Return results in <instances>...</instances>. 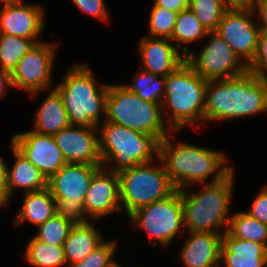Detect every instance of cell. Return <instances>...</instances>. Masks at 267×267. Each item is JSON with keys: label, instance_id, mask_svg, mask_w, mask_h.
Wrapping results in <instances>:
<instances>
[{"label": "cell", "instance_id": "1", "mask_svg": "<svg viewBox=\"0 0 267 267\" xmlns=\"http://www.w3.org/2000/svg\"><path fill=\"white\" fill-rule=\"evenodd\" d=\"M170 136L168 134L160 141L159 158L176 189L189 190L191 185L204 184L211 175L209 184L215 183L233 171L234 168L226 163L229 159L224 153L184 141L175 144Z\"/></svg>", "mask_w": 267, "mask_h": 267}, {"label": "cell", "instance_id": "2", "mask_svg": "<svg viewBox=\"0 0 267 267\" xmlns=\"http://www.w3.org/2000/svg\"><path fill=\"white\" fill-rule=\"evenodd\" d=\"M267 111V78L246 72L207 82L204 122L233 120Z\"/></svg>", "mask_w": 267, "mask_h": 267}, {"label": "cell", "instance_id": "3", "mask_svg": "<svg viewBox=\"0 0 267 267\" xmlns=\"http://www.w3.org/2000/svg\"><path fill=\"white\" fill-rule=\"evenodd\" d=\"M234 170L223 180L205 184L198 193L180 189L183 229L187 232L224 233L228 229L229 208L234 189ZM222 227L224 231L221 232ZM221 229V230H220Z\"/></svg>", "mask_w": 267, "mask_h": 267}, {"label": "cell", "instance_id": "4", "mask_svg": "<svg viewBox=\"0 0 267 267\" xmlns=\"http://www.w3.org/2000/svg\"><path fill=\"white\" fill-rule=\"evenodd\" d=\"M54 88L63 99L71 125L98 127L104 121L108 84L98 85L86 63L72 65Z\"/></svg>", "mask_w": 267, "mask_h": 267}, {"label": "cell", "instance_id": "5", "mask_svg": "<svg viewBox=\"0 0 267 267\" xmlns=\"http://www.w3.org/2000/svg\"><path fill=\"white\" fill-rule=\"evenodd\" d=\"M207 82L186 61L165 77L162 115L173 132L185 126L204 123ZM166 112L169 118L164 117Z\"/></svg>", "mask_w": 267, "mask_h": 267}, {"label": "cell", "instance_id": "6", "mask_svg": "<svg viewBox=\"0 0 267 267\" xmlns=\"http://www.w3.org/2000/svg\"><path fill=\"white\" fill-rule=\"evenodd\" d=\"M98 132L102 167L109 171L119 173L159 158L160 141L153 135L107 121L98 125Z\"/></svg>", "mask_w": 267, "mask_h": 267}, {"label": "cell", "instance_id": "7", "mask_svg": "<svg viewBox=\"0 0 267 267\" xmlns=\"http://www.w3.org/2000/svg\"><path fill=\"white\" fill-rule=\"evenodd\" d=\"M104 121L153 135L159 141L172 134L163 118L161 104L141 99L123 84H108Z\"/></svg>", "mask_w": 267, "mask_h": 267}, {"label": "cell", "instance_id": "8", "mask_svg": "<svg viewBox=\"0 0 267 267\" xmlns=\"http://www.w3.org/2000/svg\"><path fill=\"white\" fill-rule=\"evenodd\" d=\"M120 171L121 208L129 216L140 207L167 198L175 190L160 158ZM124 206V207H123Z\"/></svg>", "mask_w": 267, "mask_h": 267}, {"label": "cell", "instance_id": "9", "mask_svg": "<svg viewBox=\"0 0 267 267\" xmlns=\"http://www.w3.org/2000/svg\"><path fill=\"white\" fill-rule=\"evenodd\" d=\"M128 218L134 226L148 232L151 245H170L176 234L184 232L181 192L176 189L167 198L143 206L131 213Z\"/></svg>", "mask_w": 267, "mask_h": 267}, {"label": "cell", "instance_id": "10", "mask_svg": "<svg viewBox=\"0 0 267 267\" xmlns=\"http://www.w3.org/2000/svg\"><path fill=\"white\" fill-rule=\"evenodd\" d=\"M210 40L198 55L190 51L185 61L207 81L231 79L248 71L247 66L231 49L230 45L215 31L209 32Z\"/></svg>", "mask_w": 267, "mask_h": 267}, {"label": "cell", "instance_id": "11", "mask_svg": "<svg viewBox=\"0 0 267 267\" xmlns=\"http://www.w3.org/2000/svg\"><path fill=\"white\" fill-rule=\"evenodd\" d=\"M56 48V43H35L10 74L11 88L23 89L32 97L50 90Z\"/></svg>", "mask_w": 267, "mask_h": 267}, {"label": "cell", "instance_id": "12", "mask_svg": "<svg viewBox=\"0 0 267 267\" xmlns=\"http://www.w3.org/2000/svg\"><path fill=\"white\" fill-rule=\"evenodd\" d=\"M253 16H256L254 10L228 9L215 31L246 66L256 54L261 32L258 23L253 22Z\"/></svg>", "mask_w": 267, "mask_h": 267}, {"label": "cell", "instance_id": "13", "mask_svg": "<svg viewBox=\"0 0 267 267\" xmlns=\"http://www.w3.org/2000/svg\"><path fill=\"white\" fill-rule=\"evenodd\" d=\"M11 143L49 180L67 164L53 135L35 131L15 133Z\"/></svg>", "mask_w": 267, "mask_h": 267}, {"label": "cell", "instance_id": "14", "mask_svg": "<svg viewBox=\"0 0 267 267\" xmlns=\"http://www.w3.org/2000/svg\"><path fill=\"white\" fill-rule=\"evenodd\" d=\"M98 127L71 125L54 134L67 163L102 165Z\"/></svg>", "mask_w": 267, "mask_h": 267}, {"label": "cell", "instance_id": "15", "mask_svg": "<svg viewBox=\"0 0 267 267\" xmlns=\"http://www.w3.org/2000/svg\"><path fill=\"white\" fill-rule=\"evenodd\" d=\"M83 204L92 221L121 211L119 174L102 167L93 176Z\"/></svg>", "mask_w": 267, "mask_h": 267}, {"label": "cell", "instance_id": "16", "mask_svg": "<svg viewBox=\"0 0 267 267\" xmlns=\"http://www.w3.org/2000/svg\"><path fill=\"white\" fill-rule=\"evenodd\" d=\"M44 11L41 6L23 2L2 4L0 6V28L2 34L32 39L41 42L45 25Z\"/></svg>", "mask_w": 267, "mask_h": 267}, {"label": "cell", "instance_id": "17", "mask_svg": "<svg viewBox=\"0 0 267 267\" xmlns=\"http://www.w3.org/2000/svg\"><path fill=\"white\" fill-rule=\"evenodd\" d=\"M102 165L67 163L48 180L54 199L84 202L93 176Z\"/></svg>", "mask_w": 267, "mask_h": 267}, {"label": "cell", "instance_id": "18", "mask_svg": "<svg viewBox=\"0 0 267 267\" xmlns=\"http://www.w3.org/2000/svg\"><path fill=\"white\" fill-rule=\"evenodd\" d=\"M141 69L166 77L185 62V55L169 39L144 36L139 44Z\"/></svg>", "mask_w": 267, "mask_h": 267}, {"label": "cell", "instance_id": "19", "mask_svg": "<svg viewBox=\"0 0 267 267\" xmlns=\"http://www.w3.org/2000/svg\"><path fill=\"white\" fill-rule=\"evenodd\" d=\"M189 239L181 247V260L185 267H219L222 234L188 232Z\"/></svg>", "mask_w": 267, "mask_h": 267}, {"label": "cell", "instance_id": "20", "mask_svg": "<svg viewBox=\"0 0 267 267\" xmlns=\"http://www.w3.org/2000/svg\"><path fill=\"white\" fill-rule=\"evenodd\" d=\"M222 262L225 267H267V247L236 238L226 231L222 234L219 267H222Z\"/></svg>", "mask_w": 267, "mask_h": 267}, {"label": "cell", "instance_id": "21", "mask_svg": "<svg viewBox=\"0 0 267 267\" xmlns=\"http://www.w3.org/2000/svg\"><path fill=\"white\" fill-rule=\"evenodd\" d=\"M11 151L15 157L12 168L7 167V193L9 201L15 189L24 193L40 191L48 187V180L12 143Z\"/></svg>", "mask_w": 267, "mask_h": 267}, {"label": "cell", "instance_id": "22", "mask_svg": "<svg viewBox=\"0 0 267 267\" xmlns=\"http://www.w3.org/2000/svg\"><path fill=\"white\" fill-rule=\"evenodd\" d=\"M51 89L34 114L33 131L40 134L54 135L71 126L61 95L55 88Z\"/></svg>", "mask_w": 267, "mask_h": 267}, {"label": "cell", "instance_id": "23", "mask_svg": "<svg viewBox=\"0 0 267 267\" xmlns=\"http://www.w3.org/2000/svg\"><path fill=\"white\" fill-rule=\"evenodd\" d=\"M96 221L74 224L64 242L63 250L67 267L83 260L104 239L96 229Z\"/></svg>", "mask_w": 267, "mask_h": 267}, {"label": "cell", "instance_id": "24", "mask_svg": "<svg viewBox=\"0 0 267 267\" xmlns=\"http://www.w3.org/2000/svg\"><path fill=\"white\" fill-rule=\"evenodd\" d=\"M23 194L22 208L18 210L15 216V225L19 226L27 220L38 227L56 214L55 199L48 187L40 191Z\"/></svg>", "mask_w": 267, "mask_h": 267}, {"label": "cell", "instance_id": "25", "mask_svg": "<svg viewBox=\"0 0 267 267\" xmlns=\"http://www.w3.org/2000/svg\"><path fill=\"white\" fill-rule=\"evenodd\" d=\"M208 33L207 29L197 20L195 13L187 9L178 13L171 41L179 50L182 48L183 54L186 56L190 52L189 46L183 47L181 44L204 39Z\"/></svg>", "mask_w": 267, "mask_h": 267}, {"label": "cell", "instance_id": "26", "mask_svg": "<svg viewBox=\"0 0 267 267\" xmlns=\"http://www.w3.org/2000/svg\"><path fill=\"white\" fill-rule=\"evenodd\" d=\"M138 69L132 77L133 84L123 86L145 101L162 104L165 97V77Z\"/></svg>", "mask_w": 267, "mask_h": 267}, {"label": "cell", "instance_id": "27", "mask_svg": "<svg viewBox=\"0 0 267 267\" xmlns=\"http://www.w3.org/2000/svg\"><path fill=\"white\" fill-rule=\"evenodd\" d=\"M24 257L33 267H62L67 265L63 246L46 244L34 236L26 246Z\"/></svg>", "mask_w": 267, "mask_h": 267}, {"label": "cell", "instance_id": "28", "mask_svg": "<svg viewBox=\"0 0 267 267\" xmlns=\"http://www.w3.org/2000/svg\"><path fill=\"white\" fill-rule=\"evenodd\" d=\"M227 232L242 240L262 243L267 247V225L252 218L246 211L230 215Z\"/></svg>", "mask_w": 267, "mask_h": 267}, {"label": "cell", "instance_id": "29", "mask_svg": "<svg viewBox=\"0 0 267 267\" xmlns=\"http://www.w3.org/2000/svg\"><path fill=\"white\" fill-rule=\"evenodd\" d=\"M34 44L32 39L2 34L0 38V69L11 74L19 60Z\"/></svg>", "mask_w": 267, "mask_h": 267}, {"label": "cell", "instance_id": "30", "mask_svg": "<svg viewBox=\"0 0 267 267\" xmlns=\"http://www.w3.org/2000/svg\"><path fill=\"white\" fill-rule=\"evenodd\" d=\"M189 9L208 32L217 30L218 25L228 10L222 0H190Z\"/></svg>", "mask_w": 267, "mask_h": 267}, {"label": "cell", "instance_id": "31", "mask_svg": "<svg viewBox=\"0 0 267 267\" xmlns=\"http://www.w3.org/2000/svg\"><path fill=\"white\" fill-rule=\"evenodd\" d=\"M73 225L70 220L55 214L37 227L34 237L46 244L63 246Z\"/></svg>", "mask_w": 267, "mask_h": 267}, {"label": "cell", "instance_id": "32", "mask_svg": "<svg viewBox=\"0 0 267 267\" xmlns=\"http://www.w3.org/2000/svg\"><path fill=\"white\" fill-rule=\"evenodd\" d=\"M178 12L167 10L163 7H157L154 3L149 18V35L150 37L171 40L175 27Z\"/></svg>", "mask_w": 267, "mask_h": 267}, {"label": "cell", "instance_id": "33", "mask_svg": "<svg viewBox=\"0 0 267 267\" xmlns=\"http://www.w3.org/2000/svg\"><path fill=\"white\" fill-rule=\"evenodd\" d=\"M116 249V242L103 240L83 260L69 267H106L115 256Z\"/></svg>", "mask_w": 267, "mask_h": 267}, {"label": "cell", "instance_id": "34", "mask_svg": "<svg viewBox=\"0 0 267 267\" xmlns=\"http://www.w3.org/2000/svg\"><path fill=\"white\" fill-rule=\"evenodd\" d=\"M56 215L70 220L74 224L88 223L92 220L87 216L83 202H72L68 199H55Z\"/></svg>", "mask_w": 267, "mask_h": 267}, {"label": "cell", "instance_id": "35", "mask_svg": "<svg viewBox=\"0 0 267 267\" xmlns=\"http://www.w3.org/2000/svg\"><path fill=\"white\" fill-rule=\"evenodd\" d=\"M247 68L248 72L267 78V31L260 32L256 54Z\"/></svg>", "mask_w": 267, "mask_h": 267}, {"label": "cell", "instance_id": "36", "mask_svg": "<svg viewBox=\"0 0 267 267\" xmlns=\"http://www.w3.org/2000/svg\"><path fill=\"white\" fill-rule=\"evenodd\" d=\"M73 4L78 7L79 10L87 14L98 18L99 20L108 21L109 14L106 7L105 0H71Z\"/></svg>", "mask_w": 267, "mask_h": 267}, {"label": "cell", "instance_id": "37", "mask_svg": "<svg viewBox=\"0 0 267 267\" xmlns=\"http://www.w3.org/2000/svg\"><path fill=\"white\" fill-rule=\"evenodd\" d=\"M247 213L262 224L267 225V186H264L254 198Z\"/></svg>", "mask_w": 267, "mask_h": 267}, {"label": "cell", "instance_id": "38", "mask_svg": "<svg viewBox=\"0 0 267 267\" xmlns=\"http://www.w3.org/2000/svg\"><path fill=\"white\" fill-rule=\"evenodd\" d=\"M9 203L7 193V164L0 156V209Z\"/></svg>", "mask_w": 267, "mask_h": 267}, {"label": "cell", "instance_id": "39", "mask_svg": "<svg viewBox=\"0 0 267 267\" xmlns=\"http://www.w3.org/2000/svg\"><path fill=\"white\" fill-rule=\"evenodd\" d=\"M190 0H154L157 7H163L167 10L180 12L189 9Z\"/></svg>", "mask_w": 267, "mask_h": 267}, {"label": "cell", "instance_id": "40", "mask_svg": "<svg viewBox=\"0 0 267 267\" xmlns=\"http://www.w3.org/2000/svg\"><path fill=\"white\" fill-rule=\"evenodd\" d=\"M254 12L256 16L259 15L260 30L267 31V0H257Z\"/></svg>", "mask_w": 267, "mask_h": 267}, {"label": "cell", "instance_id": "41", "mask_svg": "<svg viewBox=\"0 0 267 267\" xmlns=\"http://www.w3.org/2000/svg\"><path fill=\"white\" fill-rule=\"evenodd\" d=\"M227 9L254 10L257 0H222Z\"/></svg>", "mask_w": 267, "mask_h": 267}, {"label": "cell", "instance_id": "42", "mask_svg": "<svg viewBox=\"0 0 267 267\" xmlns=\"http://www.w3.org/2000/svg\"><path fill=\"white\" fill-rule=\"evenodd\" d=\"M8 87H11L10 74L0 69V98L6 96Z\"/></svg>", "mask_w": 267, "mask_h": 267}, {"label": "cell", "instance_id": "43", "mask_svg": "<svg viewBox=\"0 0 267 267\" xmlns=\"http://www.w3.org/2000/svg\"><path fill=\"white\" fill-rule=\"evenodd\" d=\"M106 267H122V266H120V264H118V262L115 261V259L113 257L112 260L107 264Z\"/></svg>", "mask_w": 267, "mask_h": 267}, {"label": "cell", "instance_id": "44", "mask_svg": "<svg viewBox=\"0 0 267 267\" xmlns=\"http://www.w3.org/2000/svg\"><path fill=\"white\" fill-rule=\"evenodd\" d=\"M24 0H0V3L2 4H11V3H19L23 2Z\"/></svg>", "mask_w": 267, "mask_h": 267}]
</instances>
